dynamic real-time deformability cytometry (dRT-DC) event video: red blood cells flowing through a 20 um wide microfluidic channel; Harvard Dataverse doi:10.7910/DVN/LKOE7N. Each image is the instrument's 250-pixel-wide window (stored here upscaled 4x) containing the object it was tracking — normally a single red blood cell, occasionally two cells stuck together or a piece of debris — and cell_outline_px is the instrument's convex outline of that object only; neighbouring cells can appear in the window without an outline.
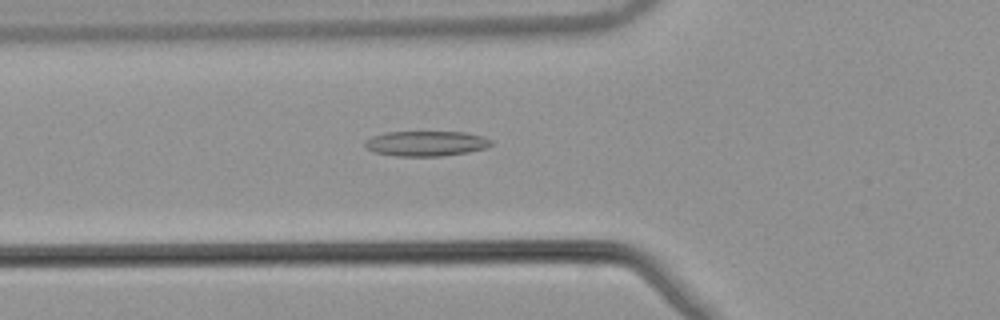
{"species": "common noctule bat (a hibernating species)", "species_latin": "Nyctalus noctula", "temperature_condition": "warm", "stored_images_in_passage": 49, "camera_frame_rate_fps": 3000, "um_per_image_px": 0.085, "animal": {"sex": "male", "body_mass_g": 21.5, "forearm_length_mm": 52.0}, "frame": {"image": 1, "passage_image": 15, "time_ms": 4.667, "image_size_px": [1000, 320], "cell_outline_px": [[492, 144], [488, 148], [468, 152], [444, 156], [396, 156], [376, 152], [368, 148], [364, 144], [372, 136], [388, 132], [468, 132], [484, 136], [492, 140]], "centroid_in_image_um": [36.31, 12.19], "position_along_channel_um": 89.5, "area_um2": 18.5}}
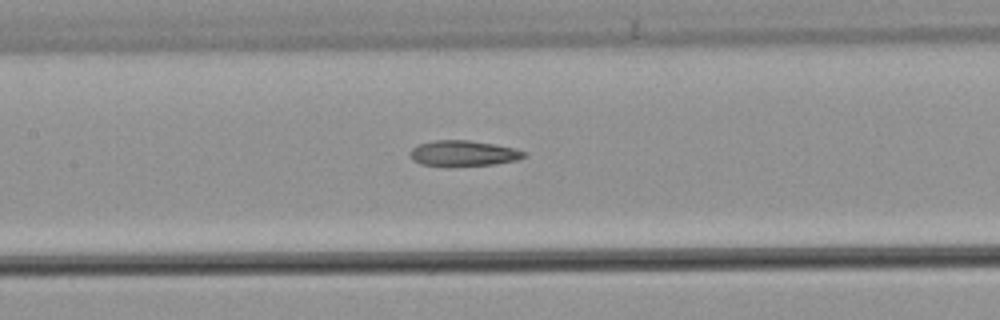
{"frame": {"image": 2, "passage_image": 21, "time_ms": 6.667, "image_size_px": [1000, 320], "cell_outline_px": [[528, 152], [524, 156], [516, 160], [496, 164], [448, 168], [420, 164], [412, 160], [408, 152], [416, 144], [436, 140], [468, 140], [496, 144]], "centroid_in_image_um": [39.31, 13.06], "position_along_channel_um": 168.1, "area_um2": 17.63}}
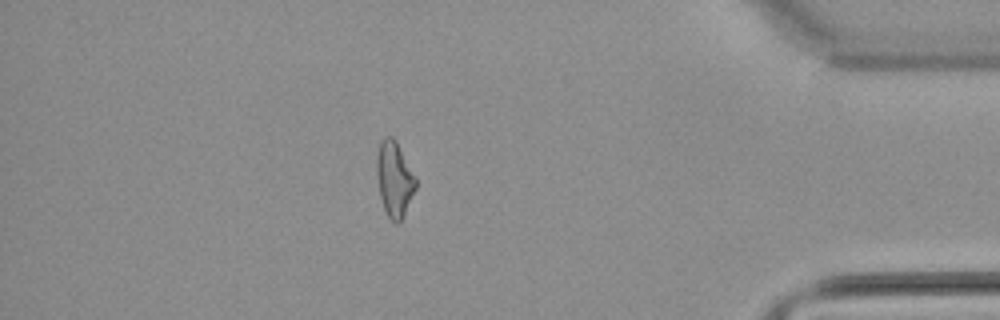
{"frame": {"image": 3, "passage_image": 42, "time_ms": 13.667, "image_size_px": [1000, 320], "cell_outline_px": [[416, 188], [400, 220], [396, 224], [388, 216], [384, 208], [380, 196], [376, 176], [376, 156], [380, 140], [384, 136], [392, 136], [396, 140], [416, 176]], "centroid_in_image_um": [33.5, 15.14], "position_along_channel_um": 401.7, "area_um2": 17.11}, "authors_computed_cell_mechanics": {"area_um2": 17.5134, "velocity_mm_per_s": 3.8941, "shape_relaxation_time_tau1_ms": null, "shape_relaxation_time_tau2_ms": 7.8603, "deformation_change_tau1": null, "deformation_change_tau2": 0.2107}}